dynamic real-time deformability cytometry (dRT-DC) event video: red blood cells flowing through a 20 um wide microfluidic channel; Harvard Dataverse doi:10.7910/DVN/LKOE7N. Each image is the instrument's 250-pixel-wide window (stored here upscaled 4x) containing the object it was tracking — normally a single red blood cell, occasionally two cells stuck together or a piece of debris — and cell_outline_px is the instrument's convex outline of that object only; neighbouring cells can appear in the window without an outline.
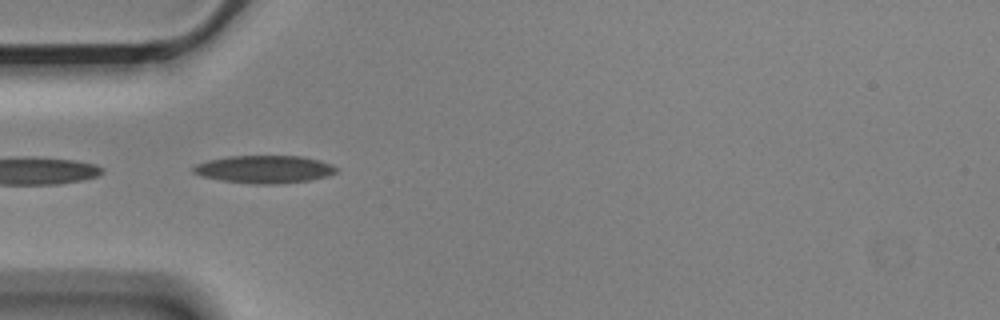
{"species": "Egyptian fruit bat (a non-hibernating species)", "species_latin": "Rousettus aegyptiacus", "temperature_condition": "cold", "stored_images_in_passage": 8, "camera_frame_rate_fps": 3000, "um_per_image_px": 0.085, "animal": {"sex": "male"}, "frame": {"image": 1, "passage_image": 4, "time_ms": 1.0, "image_size_px": [1000, 320], "cell_outline_px": [[340, 168], [336, 172], [328, 176], [308, 180], [276, 184], [256, 184], [220, 180], [204, 176], [192, 172], [192, 168], [196, 164], [208, 160], [228, 156], [304, 156], [320, 160], [332, 164]], "centroid_in_image_um": [22.51, 14.38], "position_along_channel_um": 62.5, "area_um2": 23.12}}
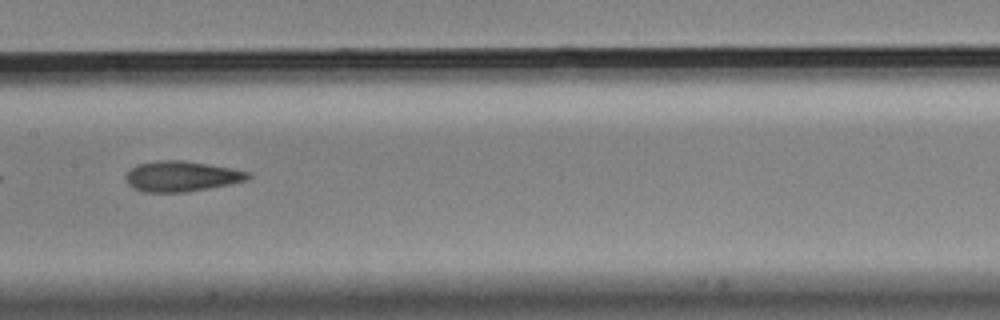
{"frame": {"image": 2, "passage_image": 7, "time_ms": 2.0, "image_size_px": [1000, 320], "cell_outline_px": [[252, 176], [248, 180], [232, 184], [184, 192], [144, 192], [132, 188], [128, 184], [124, 176], [136, 164], [156, 160], [184, 160], [232, 168], [252, 172]], "centroid_in_image_um": [15.45, 14.98], "position_along_channel_um": 192.0, "area_um2": 21.96}}
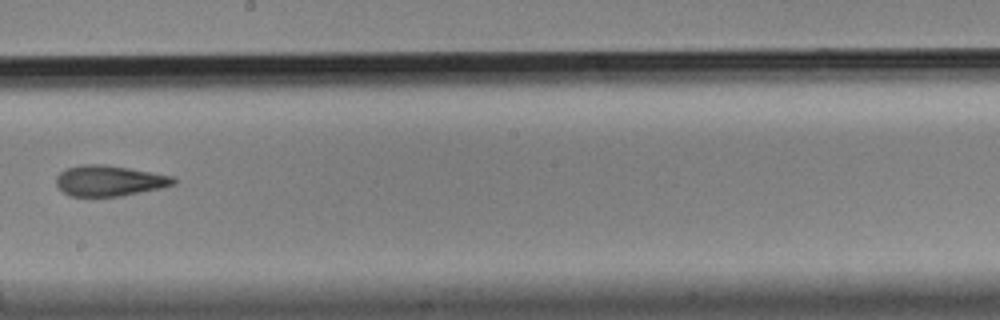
{"frame": {"image": 3, "passage_image": 8, "time_ms": 2.333, "image_size_px": [1000, 320], "cell_outline_px": [[176, 184], [160, 188], [120, 196], [68, 196], [56, 184], [56, 176], [60, 172], [68, 168], [84, 164], [104, 164], [128, 168], [172, 176], [176, 180]], "centroid_in_image_um": [9.27, 15.36], "position_along_channel_um": 238.9, "area_um2": 20.75}}